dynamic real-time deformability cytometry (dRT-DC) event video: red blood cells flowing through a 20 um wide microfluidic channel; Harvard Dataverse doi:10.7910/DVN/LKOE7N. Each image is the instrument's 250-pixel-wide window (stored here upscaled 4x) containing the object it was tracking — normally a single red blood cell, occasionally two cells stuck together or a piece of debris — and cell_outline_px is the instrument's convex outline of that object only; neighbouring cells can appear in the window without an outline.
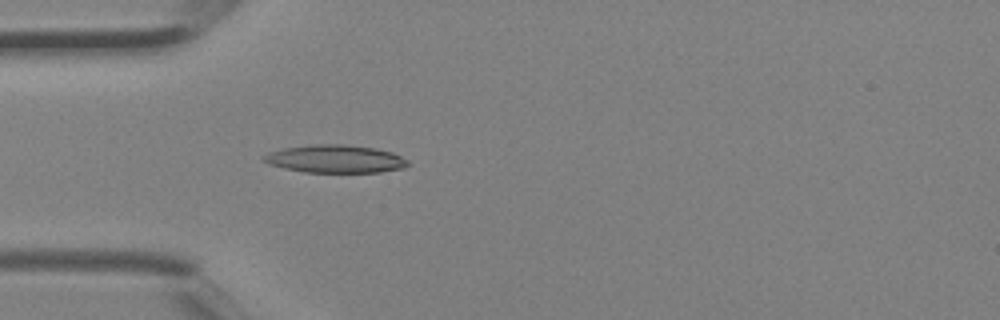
{"species": "Egyptian fruit bat (a non-hibernating species)", "species_latin": "Rousettus aegyptiacus", "temperature_condition": "room temperature", "stored_images_in_passage": 3, "camera_frame_rate_fps": 3000, "um_per_image_px": 0.085, "animal": {"sex": "female"}, "frame": {"image": 1, "passage_image": 3, "time_ms": 0.667, "image_size_px": [1000, 320], "cell_outline_px": [[412, 164], [404, 168], [380, 172], [304, 172], [284, 168], [268, 164], [264, 160], [264, 156], [268, 152], [284, 148], [312, 144], [344, 144], [376, 148], [392, 152], [408, 160]], "centroid_in_image_um": [28.54, 13.5], "position_along_channel_um": 56.5, "area_um2": 23.52}}